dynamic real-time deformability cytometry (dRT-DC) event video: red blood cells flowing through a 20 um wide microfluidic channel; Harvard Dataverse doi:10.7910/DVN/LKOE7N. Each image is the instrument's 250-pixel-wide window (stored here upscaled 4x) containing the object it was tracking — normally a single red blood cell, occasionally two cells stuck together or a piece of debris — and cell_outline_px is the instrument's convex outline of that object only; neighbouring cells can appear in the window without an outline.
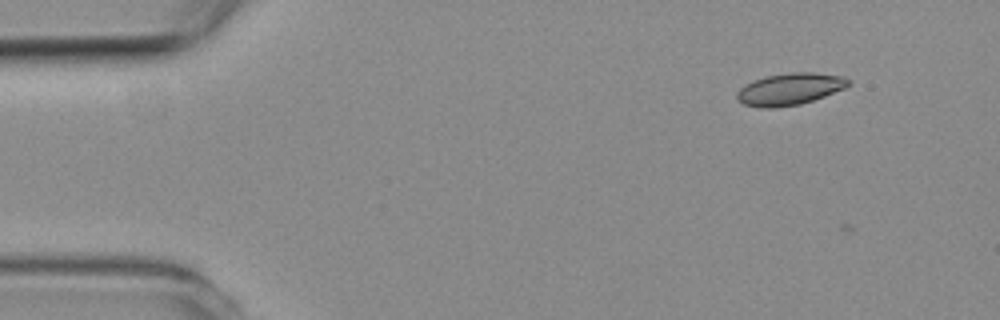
{"species": "common noctule bat (a hibernating species)", "species_latin": "Nyctalus noctula", "temperature_condition": "room temperature", "stored_images_in_passage": 6, "camera_frame_rate_fps": 3000, "um_per_image_px": 0.085, "animal": {"sex": "female", "body_mass_g": 19.3, "forearm_length_mm": 54.1}, "frame": {"image": 1, "passage_image": 2, "time_ms": 1.0, "image_size_px": [1000, 320], "cell_outline_px": [[848, 84], [844, 88], [824, 96], [800, 104], [772, 108], [760, 108], [744, 104], [736, 100], [736, 92], [740, 88], [756, 80], [768, 76], [792, 72], [812, 72], [844, 76], [848, 80]], "centroid_in_image_um": [67.1, 7.58], "position_along_channel_um": 17.9, "area_um2": 20.4}}
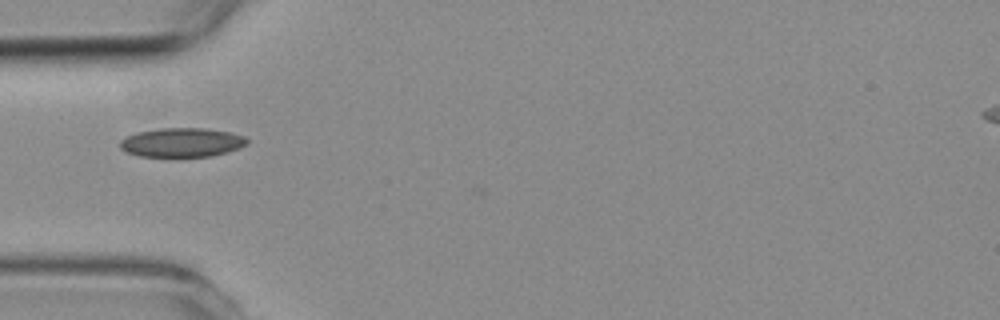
{"frame": {"image": 2, "passage_image": 5, "time_ms": 4.667, "image_size_px": [1000, 320], "cell_outline_px": [[248, 144], [240, 148], [228, 152], [212, 156], [140, 156], [128, 152], [120, 148], [120, 140], [136, 132], [160, 128], [204, 128], [228, 132], [244, 136], [248, 140]], "centroid_in_image_um": [15.48, 12.1], "position_along_channel_um": 69.5, "area_um2": 21.44}}
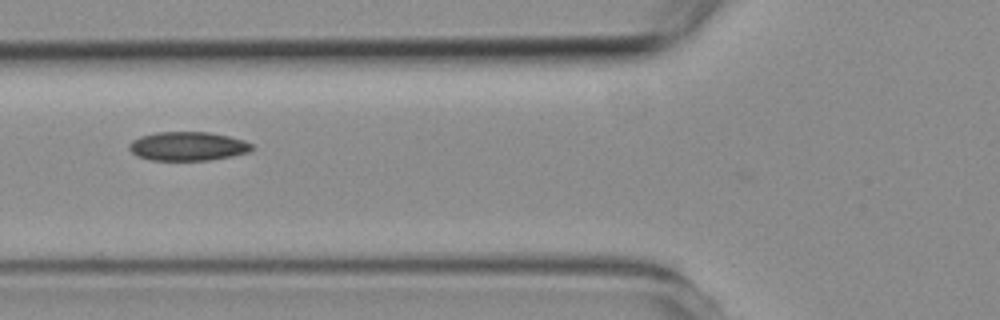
{"frame": {"image": 3, "passage_image": 6, "time_ms": 5.667, "image_size_px": [1000, 320], "cell_outline_px": [[252, 148], [248, 152], [232, 156], [208, 160], [152, 160], [136, 156], [128, 148], [128, 144], [132, 140], [140, 136], [156, 132], [208, 132], [228, 136], [244, 140], [252, 144]], "centroid_in_image_um": [15.92, 12.43], "position_along_channel_um": 109.9, "area_um2": 20.63}}